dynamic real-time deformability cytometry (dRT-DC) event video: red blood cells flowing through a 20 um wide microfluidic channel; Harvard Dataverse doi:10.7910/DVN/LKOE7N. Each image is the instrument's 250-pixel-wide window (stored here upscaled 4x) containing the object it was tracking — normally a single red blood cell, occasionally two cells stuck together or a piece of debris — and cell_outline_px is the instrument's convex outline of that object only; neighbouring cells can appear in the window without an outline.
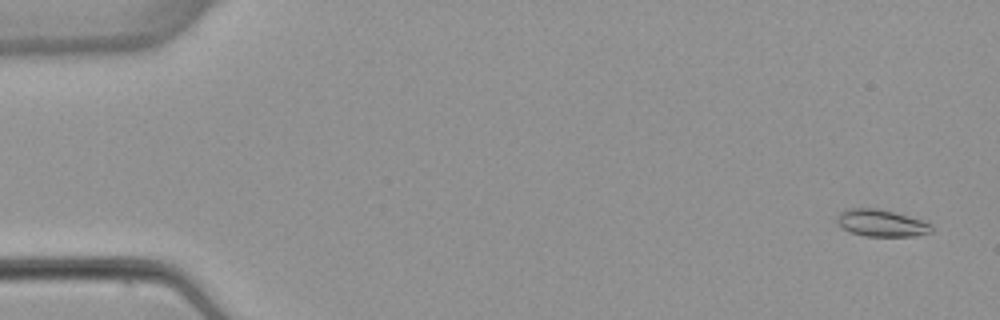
{"species": "common noctule bat (a hibernating species)", "species_latin": "Nyctalus noctula", "temperature_condition": "warm", "stored_images_in_passage": 4, "camera_frame_rate_fps": 3000, "um_per_image_px": 0.085, "animal": {"sex": "female", "body_mass_g": 22.7, "forearm_length_mm": 54.2}, "frame": {"image": 1, "passage_image": 1, "time_ms": 0.0, "image_size_px": [1000, 320], "cell_outline_px": [[932, 232], [916, 236], [864, 236], [852, 232], [844, 228], [836, 220], [836, 216], [840, 212], [848, 208], [876, 208], [892, 212], [920, 220], [932, 224]], "centroid_in_image_um": [74.91, 18.96], "position_along_channel_um": 10.1, "area_um2": 14.62}}
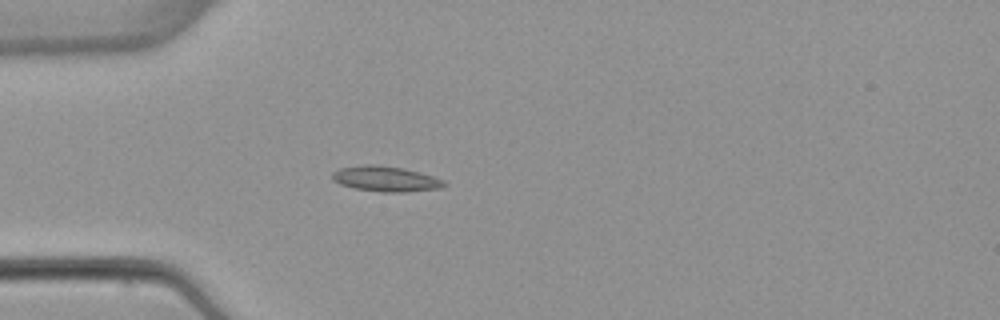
{"frame": {"image": 2, "passage_image": 4, "time_ms": 4.333, "image_size_px": [1000, 320], "cell_outline_px": [[448, 184], [440, 188], [404, 192], [380, 192], [356, 188], [340, 184], [332, 180], [332, 172], [340, 168], [364, 164], [376, 164], [404, 168], [432, 176], [444, 180]], "centroid_in_image_um": [32.77, 15.19], "position_along_channel_um": 52.2, "area_um2": 16.53}}